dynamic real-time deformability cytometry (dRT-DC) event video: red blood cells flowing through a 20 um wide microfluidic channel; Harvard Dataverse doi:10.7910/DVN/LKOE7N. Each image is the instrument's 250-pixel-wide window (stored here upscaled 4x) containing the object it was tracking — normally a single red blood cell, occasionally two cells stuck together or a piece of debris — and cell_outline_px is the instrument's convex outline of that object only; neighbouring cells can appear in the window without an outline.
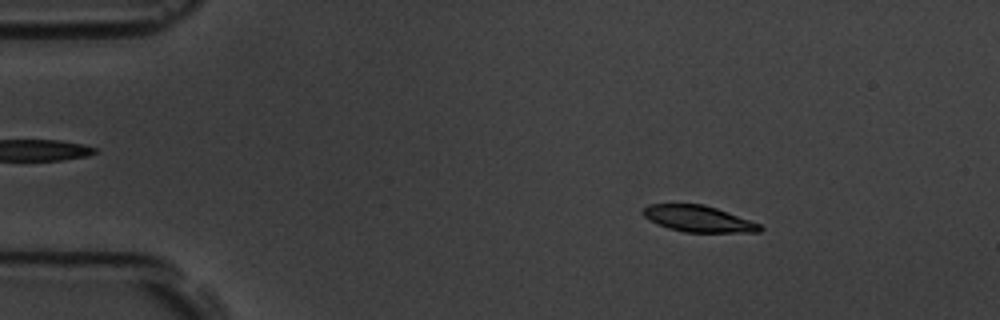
{"species": "common noctule bat (a hibernating species)", "species_latin": "Nyctalus noctula", "temperature_condition": "room temperature", "stored_images_in_passage": 5, "camera_frame_rate_fps": 3000, "um_per_image_px": 0.085, "animal": {"sex": "male", "body_mass_g": 19.5, "forearm_length_mm": 54.6}, "frame": {"image": 1, "passage_image": 2, "time_ms": 1.333, "image_size_px": [1000, 320], "cell_outline_px": [[764, 228], [760, 232], [684, 232], [668, 228], [656, 224], [644, 216], [640, 212], [648, 204], [704, 204], [716, 208], [760, 224]], "centroid_in_image_um": [59.33, 18.6], "position_along_channel_um": 25.7, "area_um2": 17.86}}
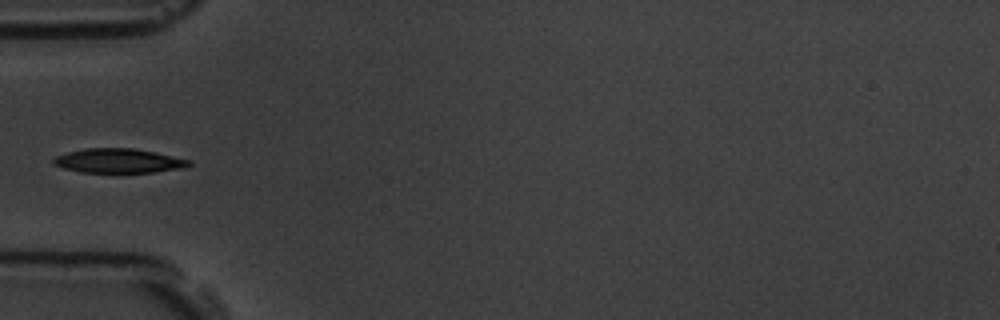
{"frame": {"image": 2, "passage_image": 5, "time_ms": 4.667, "image_size_px": [1000, 320], "cell_outline_px": [[192, 164], [184, 168], [152, 172], [80, 172], [64, 168], [52, 164], [52, 160], [56, 156], [68, 152], [88, 148], [132, 148], [156, 152], [192, 160]], "centroid_in_image_um": [10.11, 13.66], "position_along_channel_um": 74.9, "area_um2": 19.19}}